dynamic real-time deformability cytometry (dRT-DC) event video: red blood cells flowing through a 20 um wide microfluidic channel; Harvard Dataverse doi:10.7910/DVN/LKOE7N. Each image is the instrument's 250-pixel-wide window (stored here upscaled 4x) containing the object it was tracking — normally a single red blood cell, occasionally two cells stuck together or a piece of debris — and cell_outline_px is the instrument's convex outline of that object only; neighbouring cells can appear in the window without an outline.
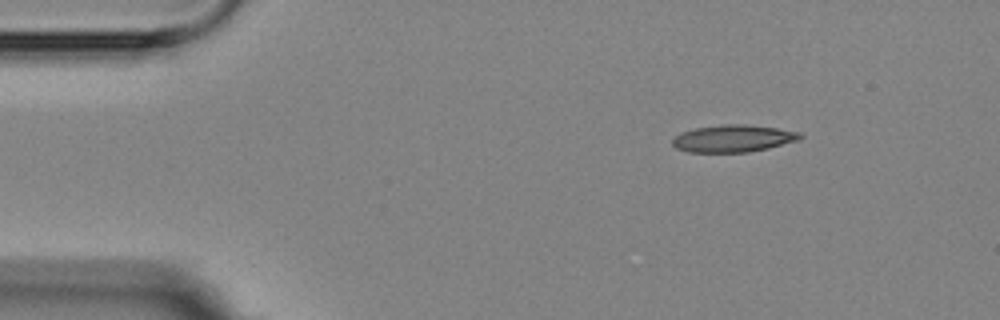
{"species": "Egyptian fruit bat (a non-hibernating species)", "species_latin": "Rousettus aegyptiacus", "temperature_condition": "room temperature", "stored_images_in_passage": 4, "camera_frame_rate_fps": 3000, "um_per_image_px": 0.085, "animal": {"sex": "female"}, "frame": {"image": 1, "passage_image": 1, "time_ms": 0.0, "image_size_px": [1000, 320], "cell_outline_px": [[804, 136], [800, 140], [768, 148], [748, 152], [688, 152], [676, 148], [672, 144], [672, 140], [676, 136], [684, 132], [696, 128], [724, 124], [744, 124], [776, 128], [800, 132]], "centroid_in_image_um": [62.36, 11.77], "position_along_channel_um": 22.6, "area_um2": 20.11}}
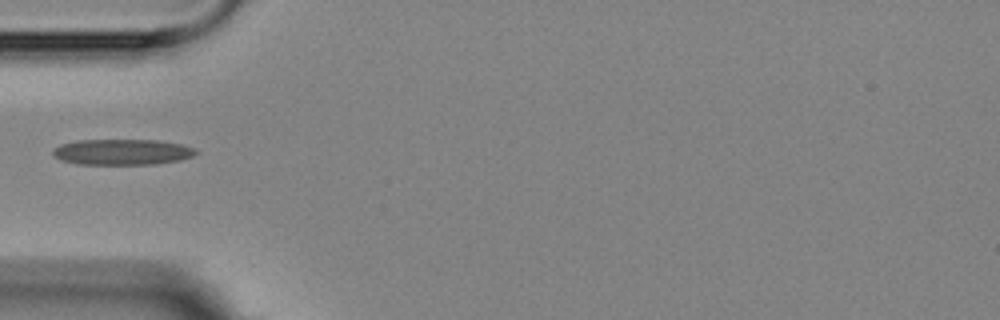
{"frame": {"image": 2, "passage_image": 4, "time_ms": 3.333, "image_size_px": [1000, 320], "cell_outline_px": [[196, 152], [192, 156], [180, 160], [156, 164], [76, 164], [60, 160], [52, 152], [60, 144], [76, 140], [156, 140], [180, 144], [196, 148]], "centroid_in_image_um": [10.38, 12.92], "position_along_channel_um": 74.6, "area_um2": 21.39}}